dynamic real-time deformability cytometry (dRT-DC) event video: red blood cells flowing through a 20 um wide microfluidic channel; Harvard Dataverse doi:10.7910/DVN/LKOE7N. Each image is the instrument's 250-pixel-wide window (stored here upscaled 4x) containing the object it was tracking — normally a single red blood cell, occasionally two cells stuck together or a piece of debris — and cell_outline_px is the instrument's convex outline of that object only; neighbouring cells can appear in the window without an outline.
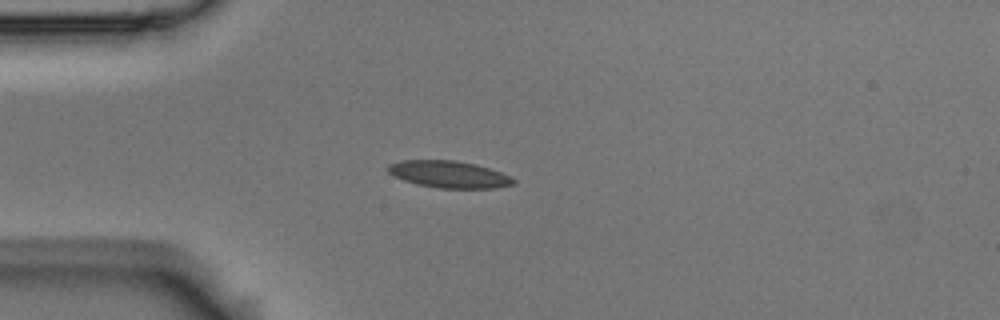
{"species": "Egyptian fruit bat (a non-hibernating species)", "species_latin": "Rousettus aegyptiacus", "temperature_condition": "room temperature", "stored_images_in_passage": 1, "camera_frame_rate_fps": 3000, "um_per_image_px": 0.085, "animal": {"sex": "male"}, "frame": {"image": 1, "passage_image": 1, "time_ms": 0.0, "image_size_px": [1000, 320], "cell_outline_px": [[516, 180], [512, 184], [496, 188], [440, 188], [416, 184], [404, 180], [388, 172], [384, 168], [388, 164], [400, 160], [456, 160], [476, 164], [500, 172]], "centroid_in_image_um": [38.11, 14.81], "position_along_channel_um": 46.9, "area_um2": 19.65}}